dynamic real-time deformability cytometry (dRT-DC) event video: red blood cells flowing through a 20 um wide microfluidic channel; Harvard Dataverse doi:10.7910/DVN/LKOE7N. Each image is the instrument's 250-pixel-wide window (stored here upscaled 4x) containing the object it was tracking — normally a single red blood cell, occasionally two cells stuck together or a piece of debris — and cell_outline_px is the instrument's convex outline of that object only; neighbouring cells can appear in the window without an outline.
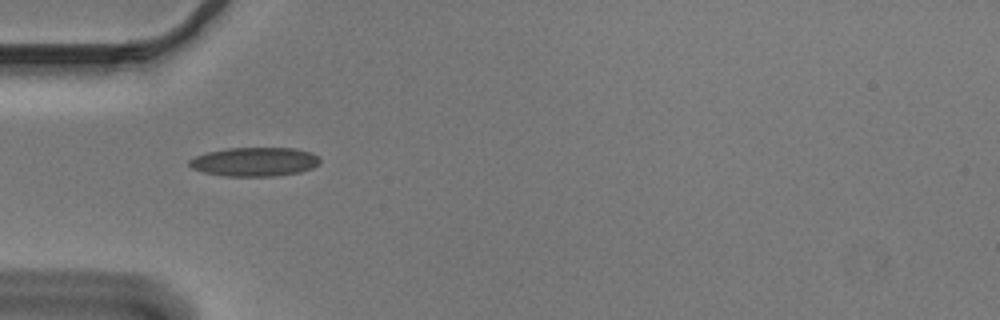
{"species": "Egyptian fruit bat (a non-hibernating species)", "species_latin": "Rousettus aegyptiacus", "temperature_condition": "cold", "stored_images_in_passage": 38, "camera_frame_rate_fps": 3000, "um_per_image_px": 0.085, "animal": {"sex": "male"}, "frame": {"image": 1, "passage_image": 1, "time_ms": 0.0, "image_size_px": [1000, 320], "cell_outline_px": [[320, 164], [312, 168], [300, 172], [276, 176], [224, 176], [204, 172], [192, 168], [188, 164], [188, 160], [196, 156], [208, 152], [228, 148], [296, 148], [312, 152], [320, 156]], "centroid_in_image_um": [21.69, 13.75], "position_along_channel_um": 63.3, "area_um2": 22.2}}
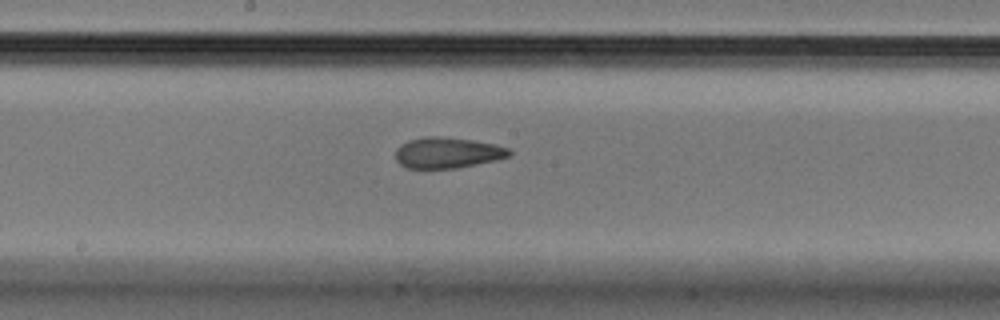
{"frame": {"image": 2, "passage_image": 13, "time_ms": 4.0, "image_size_px": [1000, 320], "cell_outline_px": [[512, 156], [496, 160], [456, 168], [404, 168], [396, 160], [396, 148], [400, 144], [408, 140], [428, 136], [440, 136], [472, 140], [496, 144], [508, 148], [512, 152]], "centroid_in_image_um": [38.04, 12.98], "position_along_channel_um": 210.2, "area_um2": 20.58}}
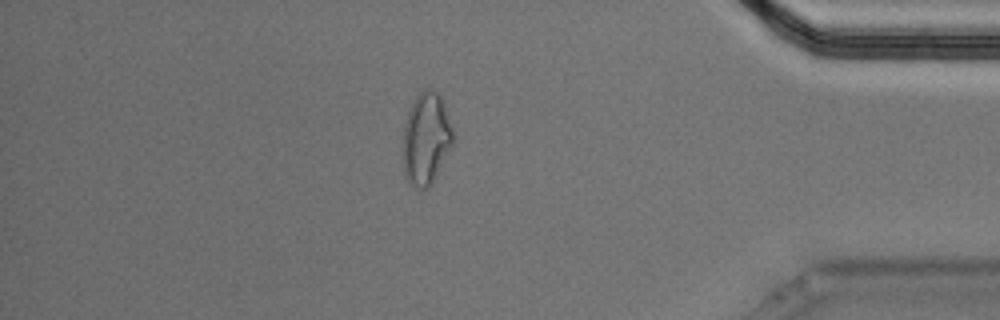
{"frame": {"image": 3, "passage_image": 31, "time_ms": 10.0, "image_size_px": [1000, 320], "cell_outline_px": [[456, 140], [432, 184], [428, 188], [416, 188], [404, 176], [404, 124], [408, 112], [416, 96], [420, 92], [428, 88], [432, 88], [444, 100]], "centroid_in_image_um": [36.27, 11.78], "position_along_channel_um": 398.9, "area_um2": 27.11}, "authors_computed_cell_mechanics": {"area_um2": 21.2415, "velocity_mm_per_s": 3.6902, "shape_relaxation_time_tau1_ms": null, "shape_relaxation_time_tau2_ms": 2.8408, "deformation_change_tau1": null, "deformation_change_tau2": 0.1013}}